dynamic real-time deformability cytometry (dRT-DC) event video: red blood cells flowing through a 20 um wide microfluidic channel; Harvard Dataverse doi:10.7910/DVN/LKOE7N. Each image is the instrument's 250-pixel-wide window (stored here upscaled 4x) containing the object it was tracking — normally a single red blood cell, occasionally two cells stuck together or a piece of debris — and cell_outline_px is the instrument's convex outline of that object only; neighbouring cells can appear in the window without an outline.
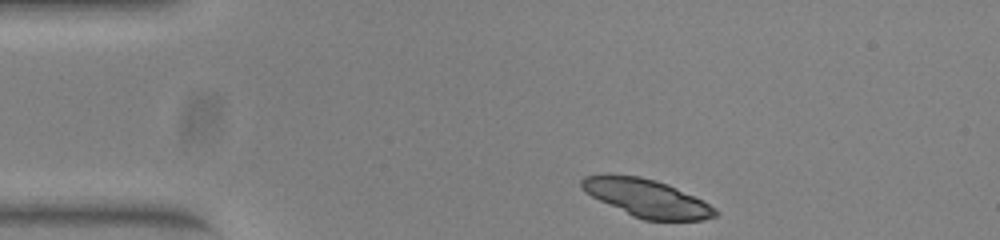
{"species": "common noctule bat (a hibernating species)", "species_latin": "Nyctalus noctula", "temperature_condition": "warm", "stored_images_in_passage": 44, "camera_frame_rate_fps": 3000, "um_per_image_px": 0.085, "animal": {"sex": "female", "body_mass_g": 23.0, "forearm_length_mm": 53.4}, "frame": {"image": 1, "passage_image": 1, "time_ms": 0.0, "image_size_px": [1000, 240], "cell_outline_px": [[716, 216], [704, 220], [644, 220], [632, 216], [584, 192], [580, 188], [580, 180], [584, 176], [640, 176], [656, 180], [668, 184], [716, 208]], "centroid_in_image_um": [54.96, 16.85], "position_along_channel_um": 30.0, "area_um2": 28.73}}